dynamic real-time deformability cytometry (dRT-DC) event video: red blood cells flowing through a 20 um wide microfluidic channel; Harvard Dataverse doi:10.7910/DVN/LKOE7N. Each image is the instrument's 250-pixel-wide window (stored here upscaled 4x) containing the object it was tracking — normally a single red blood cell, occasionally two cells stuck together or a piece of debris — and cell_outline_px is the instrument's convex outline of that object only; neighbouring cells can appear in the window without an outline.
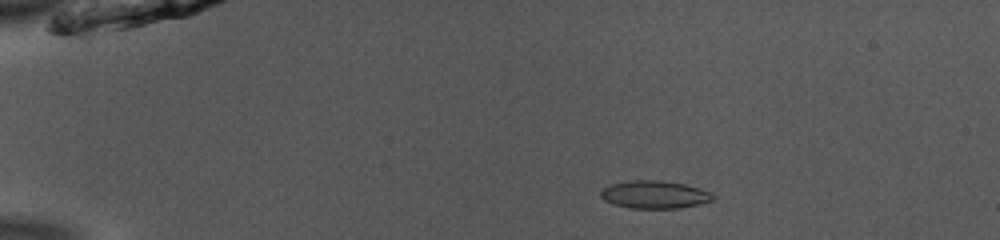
{"species": "common noctule bat (a hibernating species)", "species_latin": "Nyctalus noctula", "temperature_condition": "room temperature", "stored_images_in_passage": 53, "camera_frame_rate_fps": 3000, "um_per_image_px": 0.085, "animal": {"sex": "male", "body_mass_g": 13.0, "forearm_length_mm": 53.1}, "frame": {"image": 1, "passage_image": 11, "time_ms": 3.333, "image_size_px": [1000, 240], "cell_outline_px": [[716, 196], [712, 200], [700, 204], [680, 208], [628, 208], [612, 204], [604, 200], [600, 196], [600, 192], [604, 188], [612, 184], [628, 180], [664, 180], [684, 184], [700, 188], [712, 192]], "centroid_in_image_um": [55.65, 16.54], "position_along_channel_um": 29.3, "area_um2": 18.38}}
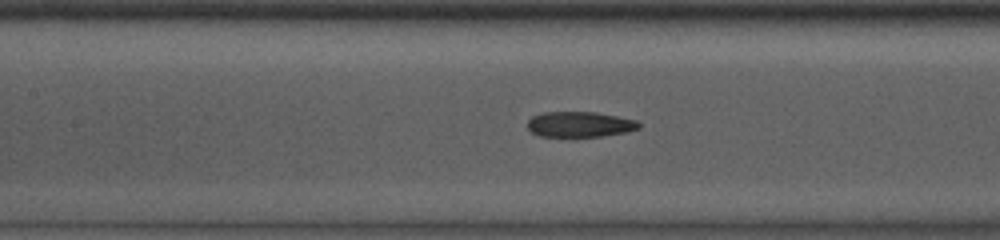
{"frame": {"image": 2, "passage_image": 26, "time_ms": 8.333, "image_size_px": [1000, 240], "cell_outline_px": [[640, 128], [628, 132], [600, 136], [540, 136], [532, 132], [528, 128], [528, 120], [532, 116], [544, 112], [596, 112], [636, 120], [640, 124]], "centroid_in_image_um": [49.29, 10.56], "position_along_channel_um": 158.1, "area_um2": 16.42}}
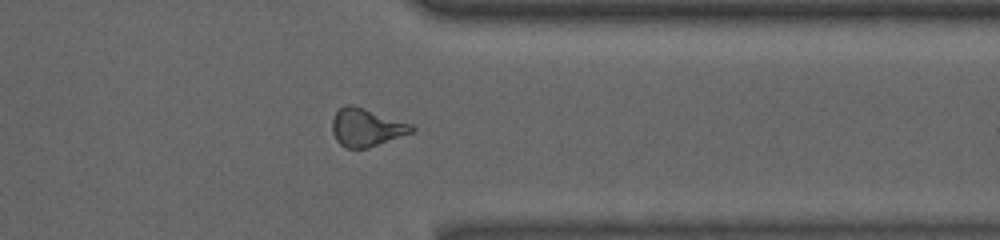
{"frame": {"image": 3, "passage_image": 43, "time_ms": 14.0, "image_size_px": [1000, 240], "cell_outline_px": [[416, 128], [412, 132], [368, 148], [344, 148], [336, 140], [332, 132], [332, 120], [336, 112], [344, 104], [352, 104], [412, 124]], "centroid_in_image_um": [31.11, 10.83], "position_along_channel_um": 380.3, "area_um2": 17.51}, "authors_computed_cell_mechanics": {"area_um2": 17.5712, "velocity_mm_per_s": 3.9464, "shape_relaxation_time_tau1_ms": null, "shape_relaxation_time_tau2_ms": 3.7003, "deformation_change_tau1": null, "deformation_change_tau2": 0.1113}}